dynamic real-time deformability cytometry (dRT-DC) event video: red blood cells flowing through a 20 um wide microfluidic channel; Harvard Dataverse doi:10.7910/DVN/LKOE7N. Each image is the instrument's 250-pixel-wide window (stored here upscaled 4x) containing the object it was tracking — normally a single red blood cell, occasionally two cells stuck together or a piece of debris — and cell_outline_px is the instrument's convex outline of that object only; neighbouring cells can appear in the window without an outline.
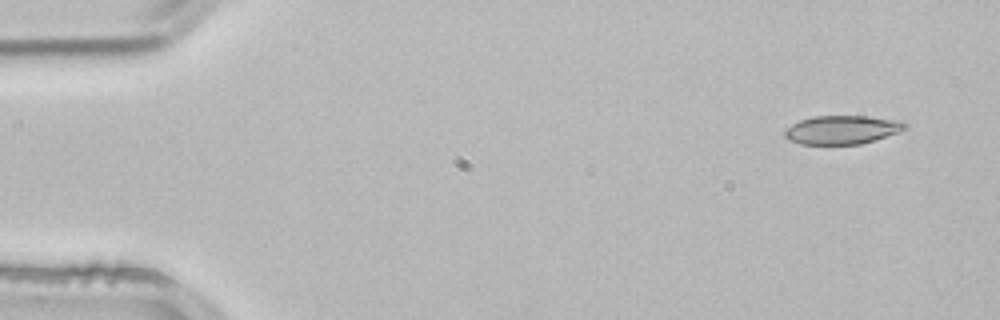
{"species": "common noctule bat (a hibernating species)", "species_latin": "Nyctalus noctula", "temperature_condition": "room temperature", "stored_images_in_passage": 3, "camera_frame_rate_fps": 3000, "um_per_image_px": 0.085, "animal": {"sex": "male", "body_mass_g": 21.5, "forearm_length_mm": 52.0}, "frame": {"image": 1, "passage_image": 1, "time_ms": 0.0, "image_size_px": [1000, 320], "cell_outline_px": [[908, 128], [860, 144], [800, 144], [788, 140], [784, 136], [784, 132], [792, 124], [800, 120], [812, 116], [868, 116], [904, 120], [908, 124]], "centroid_in_image_um": [71.58, 11.01], "position_along_channel_um": 13.4, "area_um2": 20.06}}